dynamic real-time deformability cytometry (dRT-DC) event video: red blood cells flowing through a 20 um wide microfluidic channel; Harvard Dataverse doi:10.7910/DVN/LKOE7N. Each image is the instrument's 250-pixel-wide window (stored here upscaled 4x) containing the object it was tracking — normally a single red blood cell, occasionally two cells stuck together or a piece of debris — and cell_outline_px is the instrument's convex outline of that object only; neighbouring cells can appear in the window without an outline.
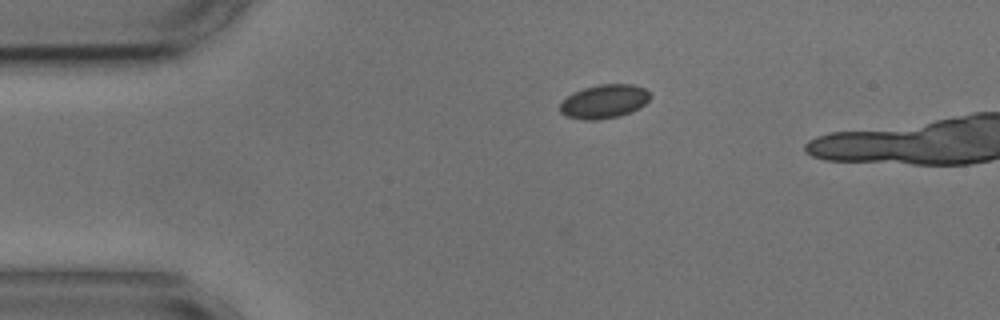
{"species": "common noctule bat (a hibernating species)", "species_latin": "Nyctalus noctula", "temperature_condition": "cold", "stored_images_in_passage": 5, "camera_frame_rate_fps": 3000, "um_per_image_px": 0.085, "animal": {"sex": "male", "body_mass_g": 17.9, "forearm_length_mm": 54.2}, "frame": {"image": 1, "passage_image": 1, "time_ms": 0.0, "image_size_px": [1000, 320], "cell_outline_px": [[652, 96], [640, 108], [620, 116], [596, 120], [584, 120], [568, 116], [560, 112], [560, 104], [572, 92], [584, 88], [600, 84], [632, 84], [644, 88]], "centroid_in_image_um": [51.36, 8.62], "position_along_channel_um": 33.6, "area_um2": 17.69}}